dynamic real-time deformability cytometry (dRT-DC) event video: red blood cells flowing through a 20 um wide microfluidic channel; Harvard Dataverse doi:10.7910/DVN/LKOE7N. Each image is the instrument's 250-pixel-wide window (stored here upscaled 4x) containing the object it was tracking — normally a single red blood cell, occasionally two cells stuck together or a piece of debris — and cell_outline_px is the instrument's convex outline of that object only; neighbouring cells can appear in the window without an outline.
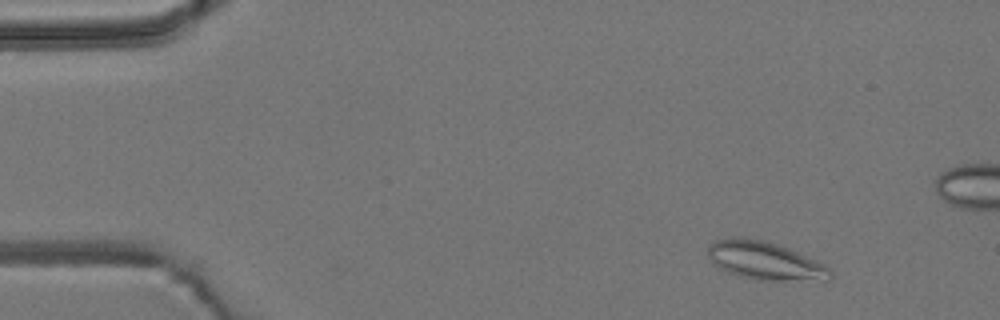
{"species": "common noctule bat (a hibernating species)", "species_latin": "Nyctalus noctula", "temperature_condition": "room temperature", "stored_images_in_passage": 5, "camera_frame_rate_fps": 3000, "um_per_image_px": 0.085, "animal": {"sex": "male", "body_mass_g": 19.2, "forearm_length_mm": 51.8}, "frame": {"image": 1, "passage_image": 1, "time_ms": 0.0, "image_size_px": [1000, 320], "cell_outline_px": [[832, 276], [828, 280], [760, 280], [740, 276], [728, 272], [712, 264], [708, 256], [708, 244], [712, 240], [736, 236], [744, 236], [764, 240], [788, 248], [816, 260], [824, 264], [832, 272]], "centroid_in_image_um": [64.96, 22.13], "position_along_channel_um": 20.0, "area_um2": 27.4}}